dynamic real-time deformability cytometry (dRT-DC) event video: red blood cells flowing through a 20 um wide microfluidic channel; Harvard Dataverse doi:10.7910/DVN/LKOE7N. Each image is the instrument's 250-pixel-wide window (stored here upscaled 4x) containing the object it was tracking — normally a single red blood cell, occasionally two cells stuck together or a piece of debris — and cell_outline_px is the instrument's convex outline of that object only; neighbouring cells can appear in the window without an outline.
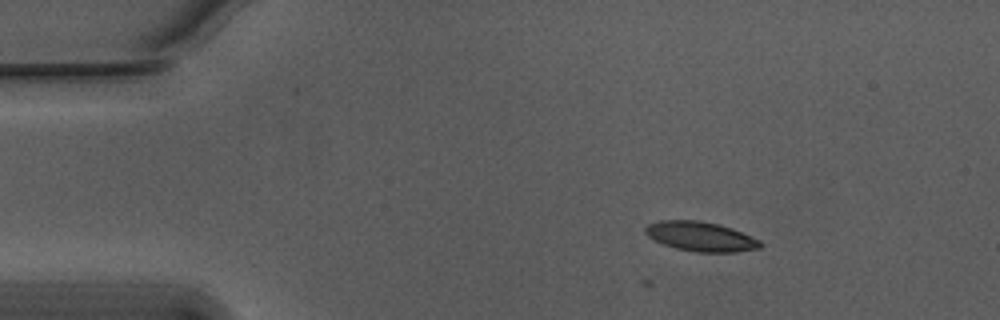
{"species": "Egyptian fruit bat (a non-hibernating species)", "species_latin": "Rousettus aegyptiacus", "temperature_condition": "warm", "stored_images_in_passage": 8, "camera_frame_rate_fps": 3000, "um_per_image_px": 0.085, "animal": {"sex": "male"}, "frame": {"image": 1, "passage_image": 1, "time_ms": 0.0, "image_size_px": [1000, 320], "cell_outline_px": [[764, 244], [760, 248], [736, 252], [696, 252], [676, 248], [664, 244], [648, 236], [644, 232], [644, 228], [648, 224], [660, 220], [700, 220], [720, 224], [732, 228], [760, 240]], "centroid_in_image_um": [59.58, 20.09], "position_along_channel_um": 25.4, "area_um2": 19.88}}